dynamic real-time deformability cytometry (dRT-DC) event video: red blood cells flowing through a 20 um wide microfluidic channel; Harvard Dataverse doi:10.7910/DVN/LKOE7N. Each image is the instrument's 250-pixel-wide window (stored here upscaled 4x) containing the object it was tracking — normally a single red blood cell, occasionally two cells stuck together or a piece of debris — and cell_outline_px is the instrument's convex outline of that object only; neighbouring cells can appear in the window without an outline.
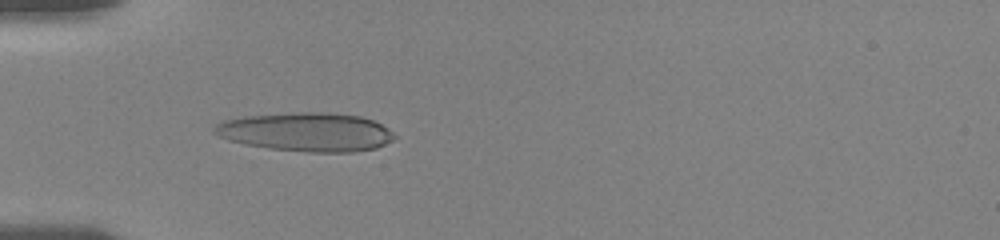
{"species": "human", "species_latin": "Homo sapiens", "temperature_condition": "room temperature", "stored_images_in_passage": 56, "camera_frame_rate_fps": 3000, "um_per_image_px": 0.085, "donor": {"sex": "female"}, "frame": {"image": 1, "passage_image": 18, "time_ms": 5.667, "image_size_px": [1000, 240], "cell_outline_px": [[396, 136], [392, 140], [376, 148], [352, 152], [308, 152], [268, 148], [244, 144], [228, 140], [212, 132], [212, 128], [220, 120], [244, 116], [292, 112], [324, 112], [360, 116], [372, 120], [388, 128]], "centroid_in_image_um": [25.99, 11.21], "position_along_channel_um": 59.0, "area_um2": 40.86}}
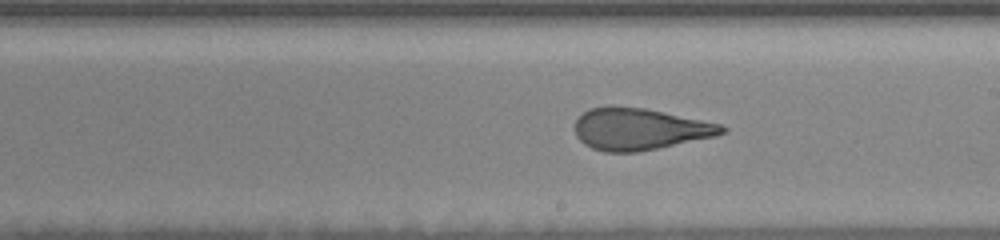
{"frame": {"image": 2, "passage_image": 33, "time_ms": 10.667, "image_size_px": [1000, 240], "cell_outline_px": [[728, 128], [724, 132], [716, 136], [636, 152], [604, 152], [592, 148], [584, 144], [576, 136], [576, 120], [588, 108], [608, 104], [612, 104], [644, 108], [664, 112], [720, 124]], "centroid_in_image_um": [54.32, 10.95], "position_along_channel_um": 234.7, "area_um2": 35.78}}
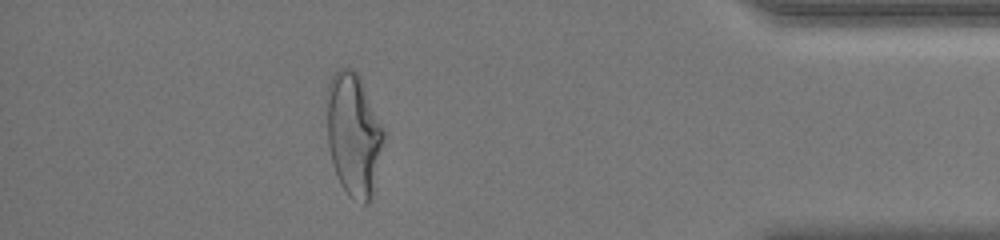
{"frame": {"image": 3, "passage_image": 50, "time_ms": 16.333, "image_size_px": [1000, 240], "cell_outline_px": [[384, 136], [372, 200], [368, 204], [364, 204], [348, 196], [340, 184], [328, 148], [328, 84], [336, 68], [352, 68], [360, 76], [384, 128]], "centroid_in_image_um": [30.07, 11.44], "position_along_channel_um": 405.1, "area_um2": 40.69}, "authors_computed_cell_mechanics": {"area_um2": 38.1769, "velocity_mm_per_s": 3.6428, "shape_relaxation_time_tau1_ms": 10.6192, "shape_relaxation_time_tau2_ms": 1.188, "deformation_change_tau1": 0.3073, "deformation_change_tau2": 0.103}}